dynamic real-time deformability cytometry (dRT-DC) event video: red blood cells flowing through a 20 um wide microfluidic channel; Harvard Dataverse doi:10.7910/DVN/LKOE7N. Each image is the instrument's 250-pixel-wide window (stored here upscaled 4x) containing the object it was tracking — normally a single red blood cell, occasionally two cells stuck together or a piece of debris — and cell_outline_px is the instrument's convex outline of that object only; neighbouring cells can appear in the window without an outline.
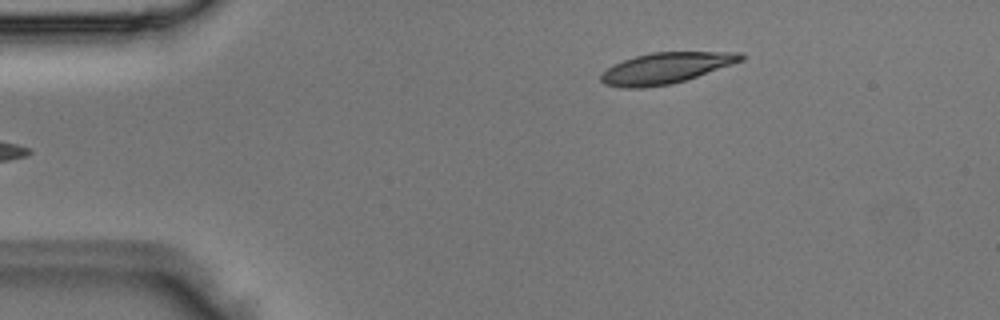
{"species": "Egyptian fruit bat (a non-hibernating species)", "species_latin": "Rousettus aegyptiacus", "temperature_condition": "room temperature", "stored_images_in_passage": 2, "camera_frame_rate_fps": 3000, "um_per_image_px": 0.085, "animal": {"sex": "male"}, "frame": {"image": 1, "passage_image": 2, "time_ms": 0.333, "image_size_px": [1000, 320], "cell_outline_px": [[748, 56], [744, 60], [672, 84], [640, 88], [624, 88], [604, 84], [600, 80], [600, 72], [624, 60], [636, 56], [652, 52], [744, 52]], "centroid_in_image_um": [56.61, 5.78], "position_along_channel_um": 28.4, "area_um2": 25.14}}